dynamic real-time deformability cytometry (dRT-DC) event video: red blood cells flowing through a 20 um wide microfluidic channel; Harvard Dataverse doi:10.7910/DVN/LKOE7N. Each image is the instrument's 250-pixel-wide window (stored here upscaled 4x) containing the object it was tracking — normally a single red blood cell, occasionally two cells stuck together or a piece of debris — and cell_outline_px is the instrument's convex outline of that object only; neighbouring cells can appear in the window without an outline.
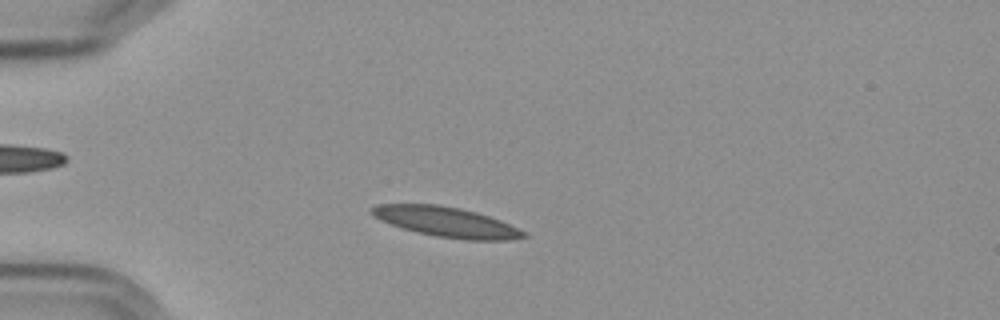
{"species": "Egyptian fruit bat (a non-hibernating species)", "species_latin": "Rousettus aegyptiacus", "temperature_condition": "cold", "stored_images_in_passage": 52, "camera_frame_rate_fps": 3000, "um_per_image_px": 0.085, "frame": {"image": 1, "passage_image": 11, "time_ms": 3.333, "image_size_px": [1000, 320], "cell_outline_px": [[528, 236], [508, 240], [464, 240], [436, 236], [416, 232], [380, 220], [372, 216], [372, 208], [376, 204], [440, 204], [460, 208], [476, 212], [500, 220], [528, 232]], "centroid_in_image_um": [37.97, 18.87], "position_along_channel_um": 47.0, "area_um2": 26.53}}
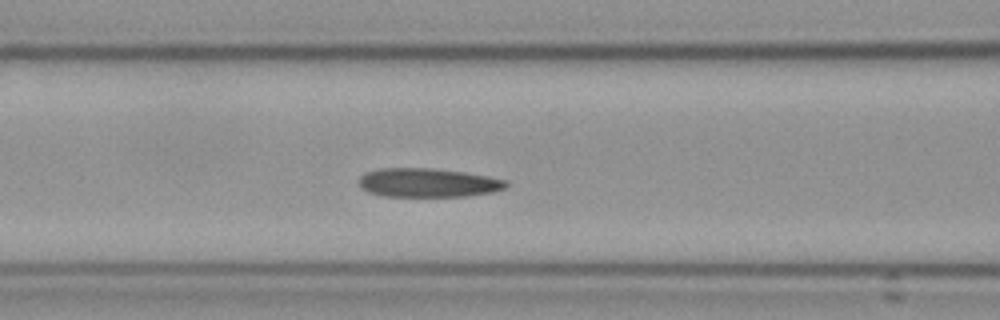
{"frame": {"image": 2, "passage_image": 20, "time_ms": 6.333, "image_size_px": [1000, 320], "cell_outline_px": [[508, 184], [504, 188], [492, 192], [468, 196], [380, 196], [368, 192], [360, 188], [360, 176], [364, 172], [380, 168], [432, 168], [464, 172], [488, 176], [508, 180]], "centroid_in_image_um": [36.36, 15.53], "position_along_channel_um": 130.2, "area_um2": 24.91}}
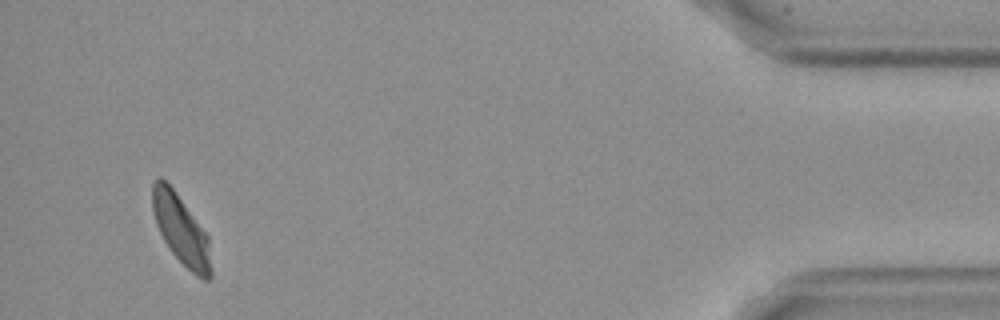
{"frame": {"image": 3, "passage_image": 50, "time_ms": 16.333, "image_size_px": [1000, 320], "cell_outline_px": [[212, 276], [208, 280], [204, 280], [196, 276], [172, 252], [164, 240], [156, 224], [152, 208], [152, 184], [160, 176], [172, 188], [208, 236], [212, 268]], "centroid_in_image_um": [15.4, 19.56], "position_along_channel_um": 419.8, "area_um2": 23.24}, "authors_computed_cell_mechanics": {"area_um2": 25.0274, "velocity_mm_per_s": 3.5716, "shape_relaxation_time_tau1_ms": 7.3393, "shape_relaxation_time_tau2_ms": 3.885, "deformation_change_tau1": 0.1484, "deformation_change_tau2": 0.0918}}